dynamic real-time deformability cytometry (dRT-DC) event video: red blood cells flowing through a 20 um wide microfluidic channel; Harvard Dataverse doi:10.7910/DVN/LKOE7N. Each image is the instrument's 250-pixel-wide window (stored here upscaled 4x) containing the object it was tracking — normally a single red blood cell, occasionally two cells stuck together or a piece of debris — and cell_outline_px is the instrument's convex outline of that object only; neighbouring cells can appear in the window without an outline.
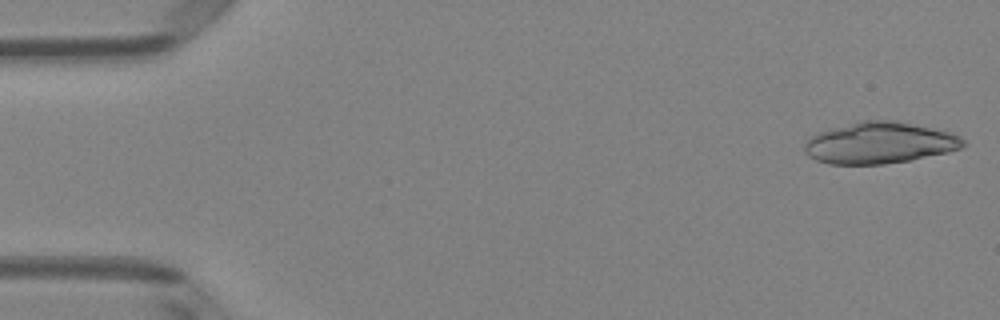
{"species": "Egyptian fruit bat (a non-hibernating species)", "species_latin": "Rousettus aegyptiacus", "temperature_condition": "room temperature", "stored_images_in_passage": 17, "camera_frame_rate_fps": 3000, "um_per_image_px": 0.085, "animal": {"sex": "female"}, "frame": {"image": 1, "passage_image": 1, "time_ms": 0.0, "image_size_px": [1000, 320], "cell_outline_px": [[968, 144], [964, 148], [948, 152], [912, 160], [884, 164], [828, 164], [816, 160], [808, 156], [804, 152], [804, 144], [812, 136], [820, 132], [864, 120], [896, 120], [948, 132], [960, 136]], "centroid_in_image_um": [74.8, 12.16], "position_along_channel_um": 10.2, "area_um2": 38.21}}